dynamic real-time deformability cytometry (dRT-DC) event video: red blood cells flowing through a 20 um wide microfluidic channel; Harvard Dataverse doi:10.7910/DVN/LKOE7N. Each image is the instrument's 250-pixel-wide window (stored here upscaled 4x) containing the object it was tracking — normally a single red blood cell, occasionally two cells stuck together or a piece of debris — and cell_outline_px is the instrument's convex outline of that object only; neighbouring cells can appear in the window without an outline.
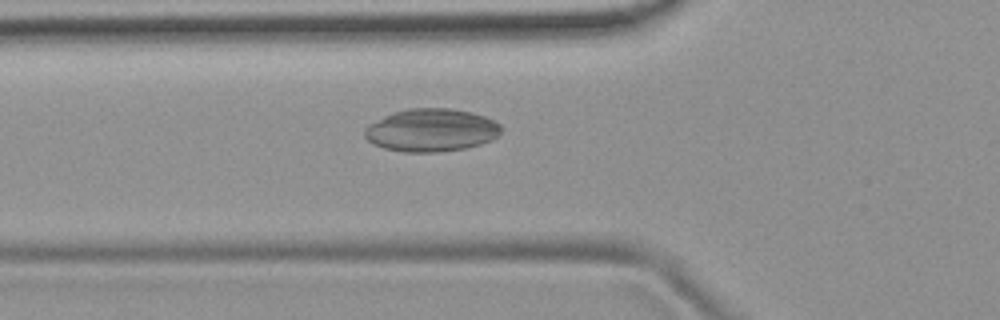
{"species": "common noctule bat (a hibernating species)", "species_latin": "Nyctalus noctula", "temperature_condition": "room temperature", "stored_images_in_passage": 42, "camera_frame_rate_fps": 3000, "um_per_image_px": 0.085, "animal": {"sex": "female", "body_mass_g": 19.9}, "frame": {"image": 1, "passage_image": 8, "time_ms": 2.333, "image_size_px": [1000, 320], "cell_outline_px": [[500, 132], [492, 140], [480, 144], [464, 148], [436, 152], [404, 152], [384, 148], [372, 144], [364, 136], [364, 128], [368, 124], [392, 112], [408, 108], [448, 108], [472, 112], [484, 116], [500, 124]], "centroid_in_image_um": [36.61, 11.06], "position_along_channel_um": 89.2, "area_um2": 34.1}}
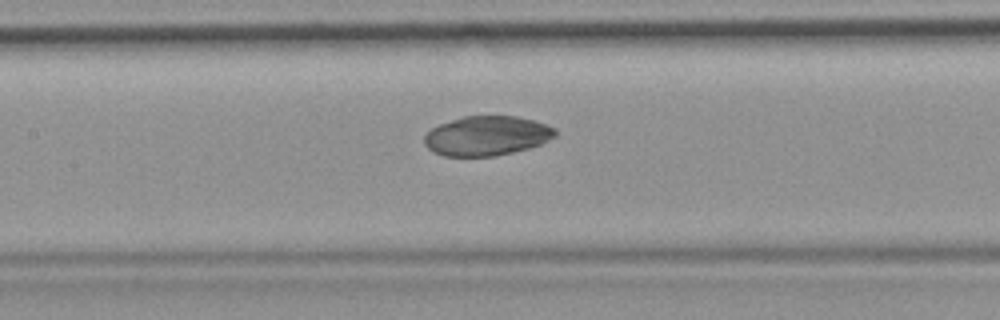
{"frame": {"image": 2, "passage_image": 14, "time_ms": 4.333, "image_size_px": [1000, 320], "cell_outline_px": [[556, 136], [540, 144], [528, 148], [496, 156], [444, 156], [432, 152], [424, 144], [424, 136], [432, 128], [440, 124], [464, 116], [516, 116], [532, 120], [556, 128]], "centroid_in_image_um": [41.36, 11.55], "position_along_channel_um": 166.0, "area_um2": 30.06}}
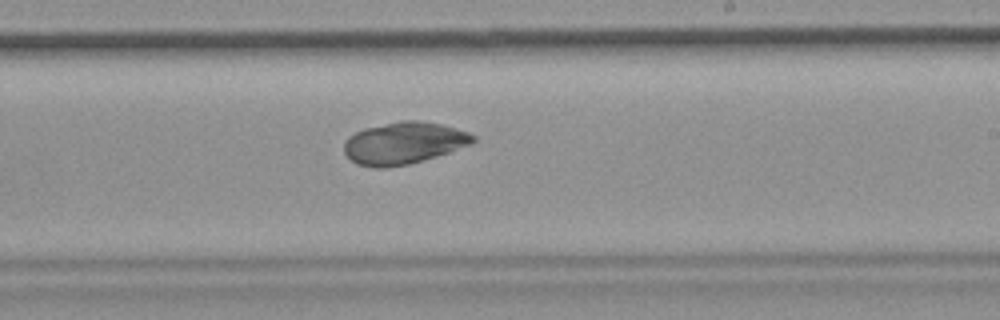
{"frame": {"image": 3, "passage_image": 21, "time_ms": 6.667, "image_size_px": [1000, 320], "cell_outline_px": [[476, 140], [472, 144], [424, 160], [408, 164], [388, 168], [372, 168], [356, 164], [344, 152], [344, 140], [348, 136], [364, 128], [400, 120], [420, 120], [440, 124], [456, 128], [468, 132], [476, 136]], "centroid_in_image_um": [34.31, 12.16], "position_along_channel_um": 254.7, "area_um2": 31.79}}